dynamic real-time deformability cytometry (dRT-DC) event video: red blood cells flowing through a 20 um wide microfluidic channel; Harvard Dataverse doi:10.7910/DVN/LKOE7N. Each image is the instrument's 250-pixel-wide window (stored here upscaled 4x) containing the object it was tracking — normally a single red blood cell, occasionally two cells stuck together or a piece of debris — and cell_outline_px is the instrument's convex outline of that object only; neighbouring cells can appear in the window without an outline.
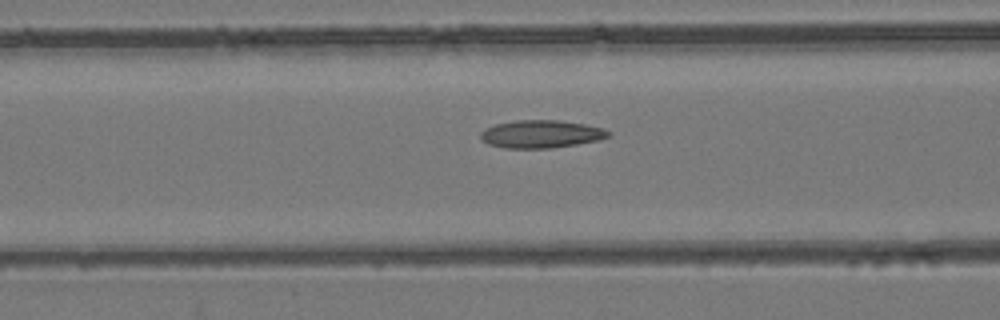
{"species": "common noctule bat (a hibernating species)", "species_latin": "Nyctalus noctula", "temperature_condition": "room temperature", "stored_images_in_passage": 35, "camera_frame_rate_fps": 3000, "um_per_image_px": 0.085, "animal": {"sex": "female", "body_mass_g": 24.6, "forearm_length_mm": 56.2}, "frame": {"image": 1, "passage_image": 5, "time_ms": 1.333, "image_size_px": [1000, 320], "cell_outline_px": [[612, 136], [600, 140], [552, 148], [504, 148], [488, 144], [480, 140], [480, 132], [484, 128], [496, 124], [516, 120], [556, 120], [584, 124], [604, 128], [612, 132]], "centroid_in_image_um": [46.0, 11.4], "position_along_channel_um": 120.6, "area_um2": 20.92}}
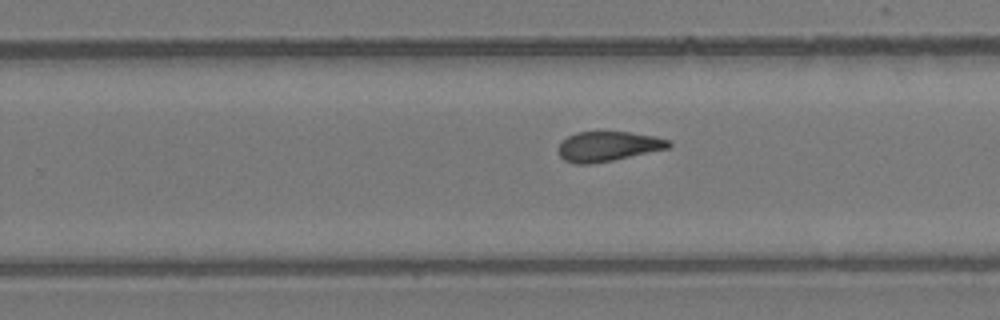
{"frame": {"image": 2, "passage_image": 17, "time_ms": 5.333, "image_size_px": [1000, 320], "cell_outline_px": [[672, 144], [668, 148], [612, 160], [588, 164], [572, 164], [564, 160], [560, 156], [556, 148], [568, 136], [576, 132], [628, 132], [652, 136], [672, 140]], "centroid_in_image_um": [51.65, 12.44], "position_along_channel_um": 278.2, "area_um2": 19.07}}
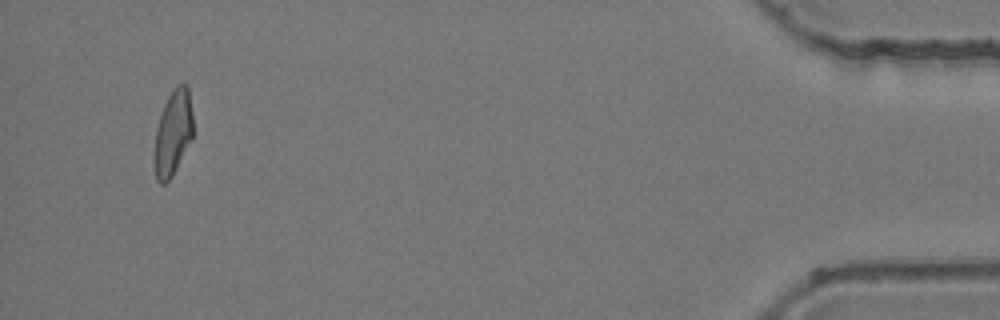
{"frame": {"image": 3, "passage_image": 34, "time_ms": 11.0, "image_size_px": [1000, 320], "cell_outline_px": [[192, 140], [172, 176], [164, 184], [160, 184], [156, 180], [152, 160], [156, 128], [164, 104], [172, 88], [176, 84], [184, 84], [188, 88], [192, 112]], "centroid_in_image_um": [14.67, 11.34], "position_along_channel_um": 420.5, "area_um2": 19.59}}